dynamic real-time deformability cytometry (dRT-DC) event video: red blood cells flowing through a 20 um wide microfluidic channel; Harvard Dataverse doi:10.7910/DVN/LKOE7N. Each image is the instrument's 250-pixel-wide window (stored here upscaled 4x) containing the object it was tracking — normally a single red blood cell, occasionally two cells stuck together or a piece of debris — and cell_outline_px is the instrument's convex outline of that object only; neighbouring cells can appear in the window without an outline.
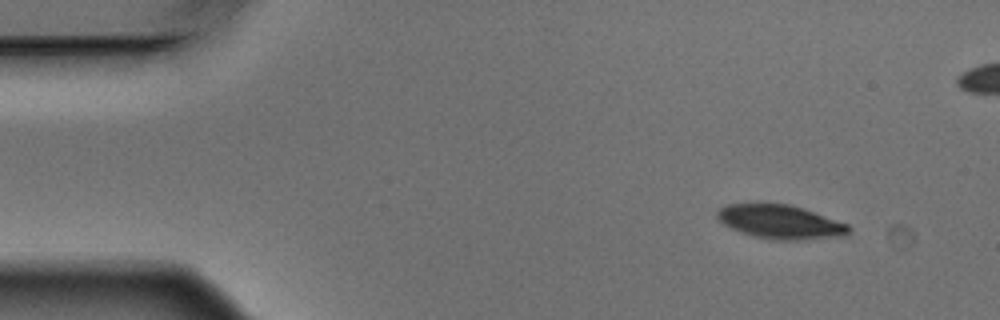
{"species": "Egyptian fruit bat (a non-hibernating species)", "species_latin": "Rousettus aegyptiacus", "temperature_condition": "warm", "stored_images_in_passage": 5, "camera_frame_rate_fps": 3000, "um_per_image_px": 0.085, "animal": {"sex": "male"}, "frame": {"image": 1, "passage_image": 1, "time_ms": 0.0, "image_size_px": [1000, 320], "cell_outline_px": [[852, 228], [848, 232], [840, 236], [796, 240], [772, 240], [752, 236], [732, 228], [724, 224], [716, 216], [716, 212], [720, 208], [728, 204], [788, 204], [804, 208], [848, 224]], "centroid_in_image_um": [66.33, 18.86], "position_along_channel_um": 18.7, "area_um2": 25.72}}